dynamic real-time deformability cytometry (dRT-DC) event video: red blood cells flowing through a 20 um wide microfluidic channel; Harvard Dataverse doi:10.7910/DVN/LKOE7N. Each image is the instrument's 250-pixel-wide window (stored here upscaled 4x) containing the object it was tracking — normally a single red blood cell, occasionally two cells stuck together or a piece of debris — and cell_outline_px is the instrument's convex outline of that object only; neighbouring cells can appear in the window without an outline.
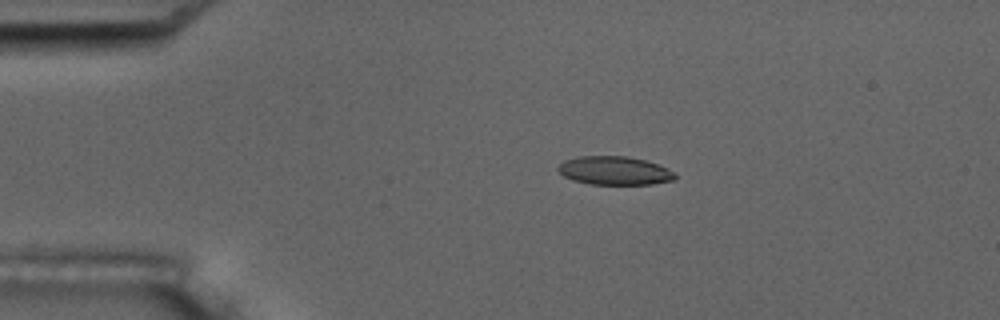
{"species": "common noctule bat (a hibernating species)", "species_latin": "Nyctalus noctula", "temperature_condition": "room temperature", "stored_images_in_passage": 4, "camera_frame_rate_fps": 3000, "um_per_image_px": 0.085, "animal": {"sex": "male", "body_mass_g": 17.5, "forearm_length_mm": 52.3}, "frame": {"image": 1, "passage_image": 2, "time_ms": 1.333, "image_size_px": [1000, 320], "cell_outline_px": [[676, 176], [672, 180], [652, 184], [588, 184], [572, 180], [564, 176], [556, 168], [564, 160], [576, 156], [628, 156], [660, 164], [676, 172]], "centroid_in_image_um": [52.23, 14.49], "position_along_channel_um": 32.8, "area_um2": 19.59}}